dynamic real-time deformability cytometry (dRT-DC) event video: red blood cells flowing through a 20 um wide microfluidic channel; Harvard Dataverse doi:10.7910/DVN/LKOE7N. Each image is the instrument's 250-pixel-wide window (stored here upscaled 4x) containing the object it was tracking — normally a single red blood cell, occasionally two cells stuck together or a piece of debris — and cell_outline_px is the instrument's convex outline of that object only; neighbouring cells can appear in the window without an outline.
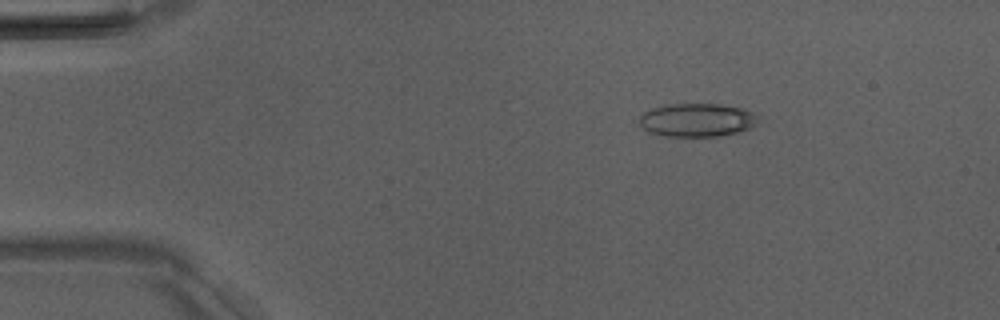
{"species": "Egyptian fruit bat (a non-hibernating species)", "species_latin": "Rousettus aegyptiacus", "temperature_condition": "room temperature", "stored_images_in_passage": 4, "camera_frame_rate_fps": 3000, "um_per_image_px": 0.085, "animal": {"sex": "male"}, "frame": {"image": 1, "passage_image": 2, "time_ms": 1.333, "image_size_px": [1000, 320], "cell_outline_px": [[756, 124], [752, 128], [736, 132], [716, 136], [660, 136], [648, 132], [640, 124], [640, 116], [644, 112], [652, 108], [668, 104], [720, 104], [740, 108], [752, 112], [756, 116]], "centroid_in_image_um": [59.21, 10.2], "position_along_channel_um": 25.8, "area_um2": 22.95}}